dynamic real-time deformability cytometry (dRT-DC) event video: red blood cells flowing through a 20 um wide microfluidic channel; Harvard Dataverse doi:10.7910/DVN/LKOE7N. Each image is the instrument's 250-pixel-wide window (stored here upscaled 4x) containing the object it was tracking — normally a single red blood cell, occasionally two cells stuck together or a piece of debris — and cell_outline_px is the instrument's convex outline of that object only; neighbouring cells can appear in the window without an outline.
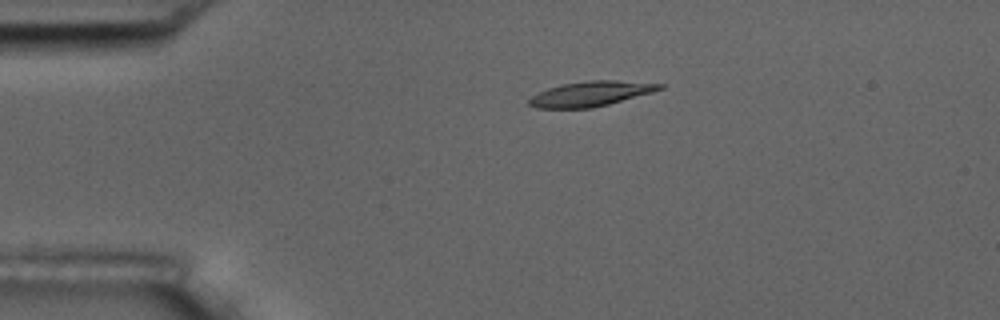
{"species": "common noctule bat (a hibernating species)", "species_latin": "Nyctalus noctula", "temperature_condition": "room temperature", "stored_images_in_passage": 5, "camera_frame_rate_fps": 3000, "um_per_image_px": 0.085, "animal": {"sex": "male", "body_mass_g": 17.5, "forearm_length_mm": 52.3}, "frame": {"image": 1, "passage_image": 4, "time_ms": 1.0, "image_size_px": [1000, 320], "cell_outline_px": [[664, 88], [652, 92], [608, 104], [592, 108], [536, 108], [528, 104], [528, 100], [532, 96], [548, 88], [560, 84], [588, 80], [616, 80], [664, 84]], "centroid_in_image_um": [50.2, 7.96], "position_along_channel_um": 34.8, "area_um2": 18.9}}